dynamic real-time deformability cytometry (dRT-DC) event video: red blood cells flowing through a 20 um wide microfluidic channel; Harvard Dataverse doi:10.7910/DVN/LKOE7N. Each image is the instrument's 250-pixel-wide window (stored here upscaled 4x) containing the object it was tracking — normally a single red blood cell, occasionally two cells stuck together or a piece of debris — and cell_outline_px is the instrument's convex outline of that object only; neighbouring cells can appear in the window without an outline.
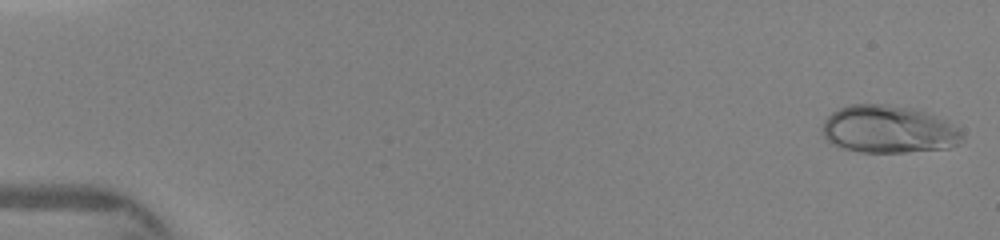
{"species": "human", "species_latin": "Homo sapiens", "temperature_condition": "warm", "stored_images_in_passage": 9, "camera_frame_rate_fps": 3000, "um_per_image_px": 0.085, "donor": {"sex": "female"}, "frame": {"image": 1, "passage_image": 1, "time_ms": 0.0, "image_size_px": [1000, 240], "cell_outline_px": [[964, 140], [960, 144], [948, 148], [908, 152], [860, 152], [840, 148], [828, 144], [820, 128], [824, 120], [832, 112], [848, 104], [888, 104], [912, 108], [948, 120], [964, 136]], "centroid_in_image_um": [75.49, 11.0], "position_along_channel_um": 9.5, "area_um2": 39.36}}